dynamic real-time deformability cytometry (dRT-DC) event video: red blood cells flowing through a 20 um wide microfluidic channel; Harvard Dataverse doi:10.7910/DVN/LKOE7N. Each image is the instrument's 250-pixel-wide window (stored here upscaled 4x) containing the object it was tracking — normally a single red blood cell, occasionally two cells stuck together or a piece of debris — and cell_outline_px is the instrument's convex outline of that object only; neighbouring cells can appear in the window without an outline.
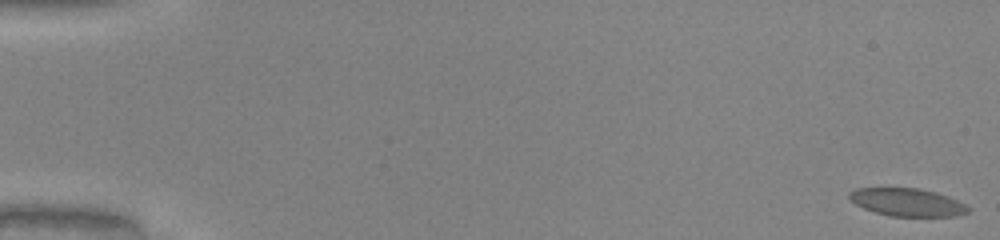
{"species": "common noctule bat (a hibernating species)", "species_latin": "Nyctalus noctula", "temperature_condition": "warm", "stored_images_in_passage": 52, "camera_frame_rate_fps": 3000, "um_per_image_px": 0.085, "animal": {"sex": "male", "body_mass_g": 20.0, "forearm_length_mm": 53.3}, "frame": {"image": 1, "passage_image": 1, "time_ms": 0.0, "image_size_px": [1000, 240], "cell_outline_px": [[968, 212], [956, 216], [888, 216], [864, 208], [856, 204], [848, 196], [848, 192], [856, 188], [920, 188], [936, 192], [948, 196], [964, 204], [968, 208]], "centroid_in_image_um": [77.09, 17.18], "position_along_channel_um": 7.9, "area_um2": 19.13}}
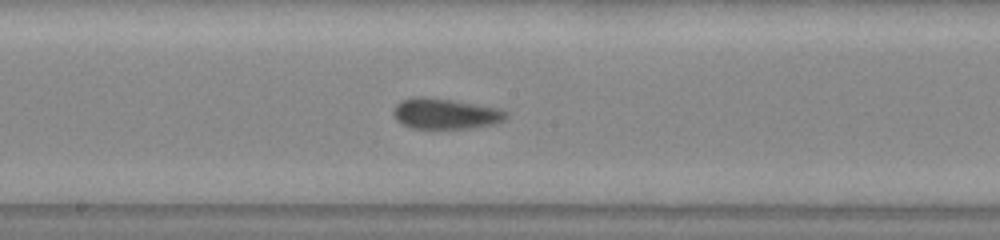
{"frame": {"image": 2, "passage_image": 29, "time_ms": 9.333, "image_size_px": [1000, 240], "cell_outline_px": [[508, 116], [504, 120], [492, 124], [468, 128], [412, 128], [400, 124], [396, 120], [392, 112], [396, 104], [400, 100], [412, 96], [424, 96], [452, 100], [500, 108], [508, 112]], "centroid_in_image_um": [37.81, 9.65], "position_along_channel_um": 210.4, "area_um2": 20.29}}
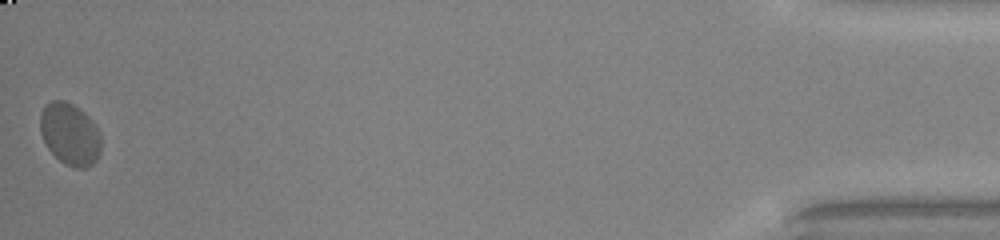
{"frame": {"image": 3, "passage_image": 52, "time_ms": 17.0, "image_size_px": [1000, 240], "cell_outline_px": [[100, 152], [96, 160], [92, 164], [84, 168], [76, 168], [64, 164], [48, 148], [40, 132], [40, 112], [44, 104], [52, 100], [64, 100], [72, 104], [84, 112], [92, 120], [100, 132]], "centroid_in_image_um": [5.93, 11.38], "position_along_channel_um": 429.3, "area_um2": 22.08}}